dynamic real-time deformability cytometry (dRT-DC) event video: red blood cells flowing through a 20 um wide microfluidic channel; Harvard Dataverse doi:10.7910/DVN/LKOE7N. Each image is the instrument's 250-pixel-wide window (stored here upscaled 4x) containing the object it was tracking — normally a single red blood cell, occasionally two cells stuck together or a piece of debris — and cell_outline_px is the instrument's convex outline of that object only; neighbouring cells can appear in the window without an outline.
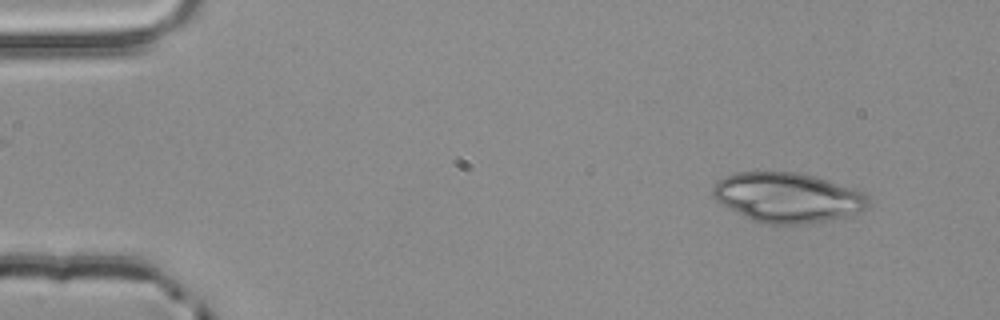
{"species": "common noctule bat (a hibernating species)", "species_latin": "Nyctalus noctula", "temperature_condition": "room temperature", "stored_images_in_passage": 4, "camera_frame_rate_fps": 3000, "um_per_image_px": 0.085, "animal": {"sex": "male", "body_mass_g": 20.4}, "frame": {"image": 1, "passage_image": 1, "time_ms": 0.0, "image_size_px": [1000, 320], "cell_outline_px": [[868, 204], [864, 208], [840, 220], [800, 224], [764, 224], [752, 220], [720, 204], [712, 196], [712, 188], [720, 176], [736, 172], [800, 172], [864, 192], [868, 196]], "centroid_in_image_um": [66.89, 16.8], "position_along_channel_um": 18.1, "area_um2": 45.37}}